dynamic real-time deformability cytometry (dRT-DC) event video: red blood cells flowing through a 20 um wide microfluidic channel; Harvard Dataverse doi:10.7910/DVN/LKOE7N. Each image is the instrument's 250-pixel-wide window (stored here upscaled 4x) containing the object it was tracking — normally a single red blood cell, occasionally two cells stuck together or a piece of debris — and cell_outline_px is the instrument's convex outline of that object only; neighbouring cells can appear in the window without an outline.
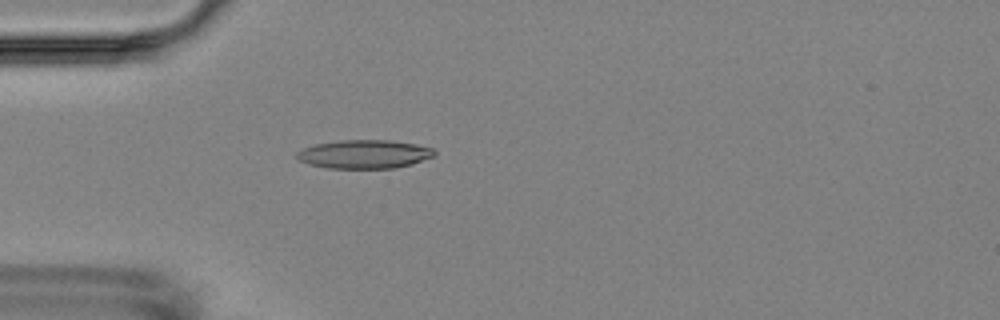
{"species": "Egyptian fruit bat (a non-hibernating species)", "species_latin": "Rousettus aegyptiacus", "temperature_condition": "room temperature", "stored_images_in_passage": 6, "camera_frame_rate_fps": 3000, "um_per_image_px": 0.085, "animal": {"sex": "female"}, "frame": {"image": 1, "passage_image": 6, "time_ms": 6.0, "image_size_px": [1000, 320], "cell_outline_px": [[436, 156], [412, 164], [396, 168], [328, 168], [308, 164], [300, 160], [296, 156], [296, 152], [304, 148], [316, 144], [340, 140], [388, 140], [416, 144], [432, 148], [436, 152]], "centroid_in_image_um": [30.99, 13.11], "position_along_channel_um": 54.0, "area_um2": 22.95}}